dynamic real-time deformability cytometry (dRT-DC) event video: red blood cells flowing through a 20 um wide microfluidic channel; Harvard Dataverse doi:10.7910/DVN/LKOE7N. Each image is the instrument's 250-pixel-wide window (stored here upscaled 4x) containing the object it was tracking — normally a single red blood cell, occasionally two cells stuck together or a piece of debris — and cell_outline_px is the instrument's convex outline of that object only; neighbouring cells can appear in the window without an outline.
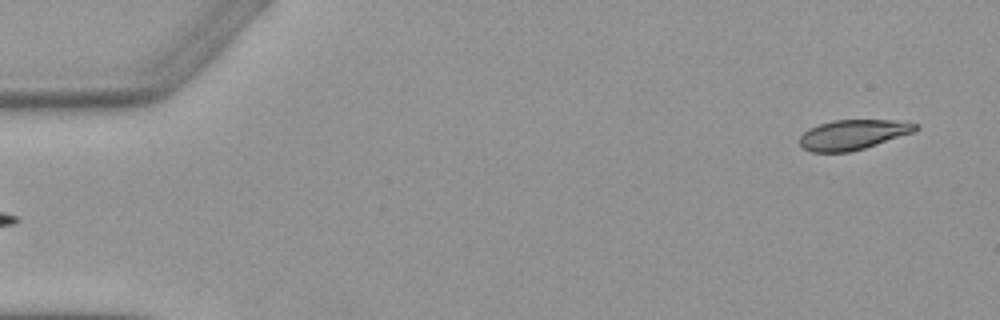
{"species": "Egyptian fruit bat (a non-hibernating species)", "species_latin": "Rousettus aegyptiacus", "temperature_condition": "warm", "stored_images_in_passage": 5, "segment_of_instrument_passage": [2, 2], "camera_frame_rate_fps": 3000, "um_per_image_px": 0.085, "animal": {"sex": "female"}, "frame": {"image": 1, "passage_image": 5, "time_ms": 5.333, "image_size_px": [1000, 320], "cell_outline_px": [[920, 128], [912, 132], [864, 148], [848, 152], [812, 152], [804, 148], [800, 144], [800, 136], [808, 128], [832, 120], [892, 120], [920, 124]], "centroid_in_image_um": [72.49, 11.43], "position_along_channel_um": 12.5, "area_um2": 20.0}}